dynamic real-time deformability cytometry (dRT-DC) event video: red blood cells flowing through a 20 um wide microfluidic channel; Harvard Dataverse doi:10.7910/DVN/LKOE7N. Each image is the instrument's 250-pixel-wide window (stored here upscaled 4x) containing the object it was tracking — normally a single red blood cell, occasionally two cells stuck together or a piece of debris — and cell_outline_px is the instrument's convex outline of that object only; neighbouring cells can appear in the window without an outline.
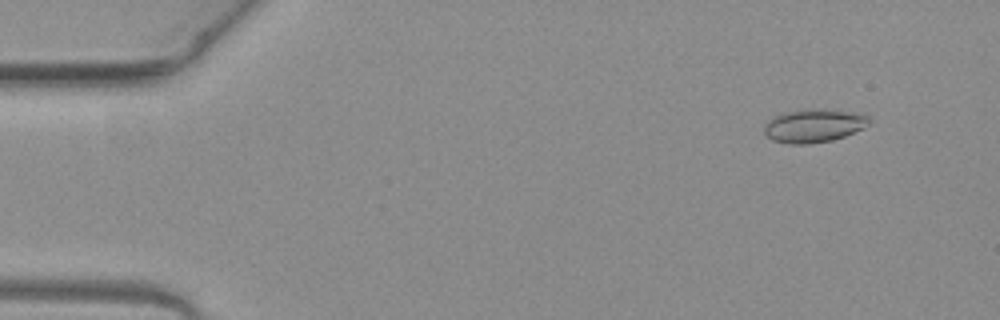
{"species": "common noctule bat (a hibernating species)", "species_latin": "Nyctalus noctula", "temperature_condition": "warm", "stored_images_in_passage": 49, "camera_frame_rate_fps": 3000, "um_per_image_px": 0.085, "animal": {"sex": "female", "body_mass_g": 19.3, "forearm_length_mm": 54.1}, "frame": {"image": 1, "passage_image": 5, "time_ms": 1.333, "image_size_px": [1000, 320], "cell_outline_px": [[872, 120], [864, 128], [844, 136], [832, 140], [808, 144], [788, 144], [772, 140], [764, 132], [764, 124], [772, 116], [784, 112], [804, 108], [848, 112], [868, 116]], "centroid_in_image_um": [69.12, 10.69], "position_along_channel_um": 15.9, "area_um2": 20.35}}
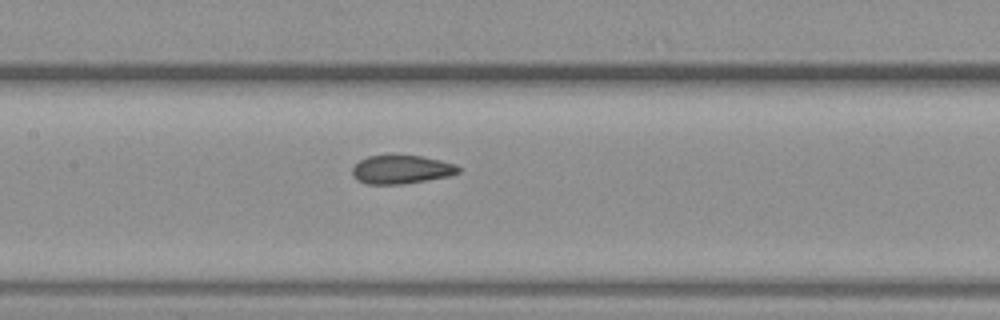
{"frame": {"image": 2, "passage_image": 25, "time_ms": 8.0, "image_size_px": [1000, 320], "cell_outline_px": [[460, 172], [448, 176], [428, 180], [400, 184], [368, 184], [356, 180], [352, 176], [352, 168], [360, 160], [368, 156], [392, 152], [420, 156], [440, 160], [456, 164], [460, 168]], "centroid_in_image_um": [34.08, 14.37], "position_along_channel_um": 173.3, "area_um2": 18.26}}
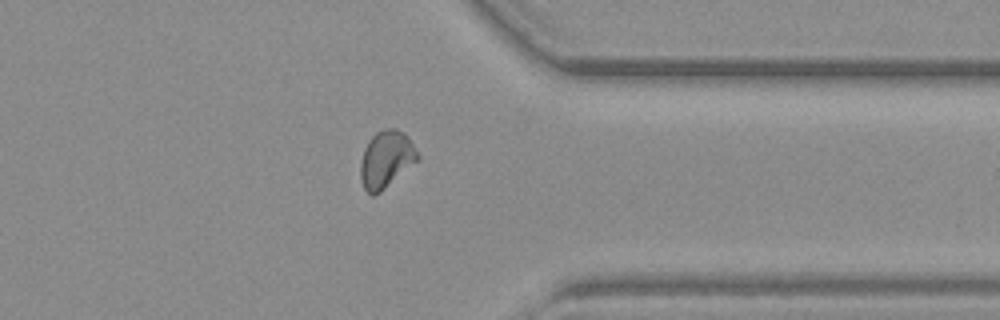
{"frame": {"image": 3, "passage_image": 41, "time_ms": 13.333, "image_size_px": [1000, 320], "cell_outline_px": [[420, 160], [380, 192], [372, 196], [364, 188], [360, 176], [360, 164], [364, 148], [368, 140], [376, 132], [384, 128], [396, 128], [404, 132], [408, 136], [420, 156]], "centroid_in_image_um": [32.84, 13.52], "position_along_channel_um": 378.6, "area_um2": 19.25}, "authors_computed_cell_mechanics": {"area_um2": 18.2648, "velocity_mm_per_s": 3.9945, "shape_relaxation_time_tau1_ms": 5.9806, "shape_relaxation_time_tau2_ms": 0.9608, "deformation_change_tau1": 0.1221, "deformation_change_tau2": 0.0547}}